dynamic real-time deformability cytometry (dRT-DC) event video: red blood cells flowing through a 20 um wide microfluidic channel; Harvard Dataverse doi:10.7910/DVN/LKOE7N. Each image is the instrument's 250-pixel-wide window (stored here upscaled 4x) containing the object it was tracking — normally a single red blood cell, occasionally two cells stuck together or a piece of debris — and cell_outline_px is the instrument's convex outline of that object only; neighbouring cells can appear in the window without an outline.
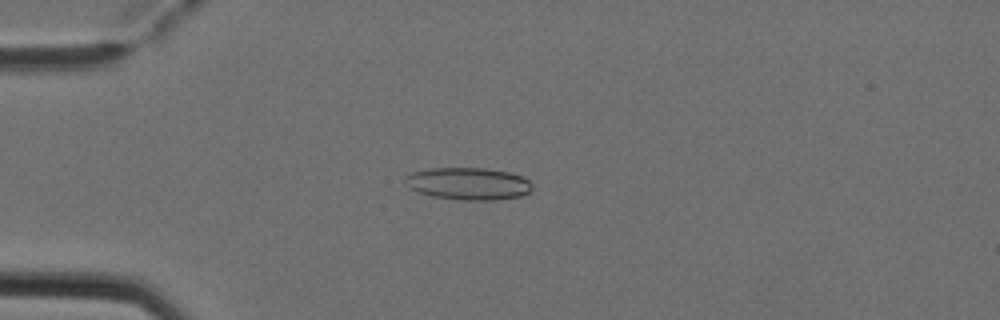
{"species": "Egyptian fruit bat (a non-hibernating species)", "species_latin": "Rousettus aegyptiacus", "temperature_condition": "cold", "stored_images_in_passage": 5, "camera_frame_rate_fps": 3000, "um_per_image_px": 0.085, "animal": {"sex": "female"}, "frame": {"image": 1, "passage_image": 4, "time_ms": 1.0, "image_size_px": [1000, 320], "cell_outline_px": [[532, 192], [520, 196], [492, 200], [460, 200], [432, 196], [420, 192], [412, 188], [404, 180], [404, 176], [412, 172], [432, 168], [484, 168], [508, 172], [520, 176], [528, 180], [532, 184]], "centroid_in_image_um": [39.83, 15.61], "position_along_channel_um": 45.2, "area_um2": 23.76}}